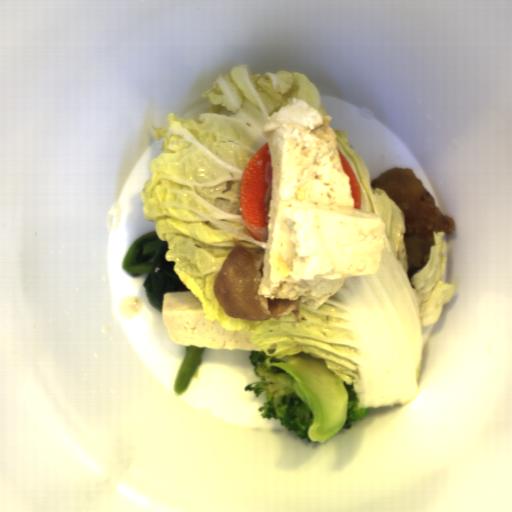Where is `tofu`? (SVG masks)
<instances>
[{
	"instance_id": "1",
	"label": "tofu",
	"mask_w": 512,
	"mask_h": 512,
	"mask_svg": "<svg viewBox=\"0 0 512 512\" xmlns=\"http://www.w3.org/2000/svg\"><path fill=\"white\" fill-rule=\"evenodd\" d=\"M332 120L297 97L263 126L272 180L257 294L268 300L316 310L346 278L380 269L386 226L355 208Z\"/></svg>"
},
{
	"instance_id": "2",
	"label": "tofu",
	"mask_w": 512,
	"mask_h": 512,
	"mask_svg": "<svg viewBox=\"0 0 512 512\" xmlns=\"http://www.w3.org/2000/svg\"><path fill=\"white\" fill-rule=\"evenodd\" d=\"M161 318L174 344L230 352L235 349L263 351L251 343V331H228L218 320H206L201 301L191 291L162 293Z\"/></svg>"
}]
</instances>
